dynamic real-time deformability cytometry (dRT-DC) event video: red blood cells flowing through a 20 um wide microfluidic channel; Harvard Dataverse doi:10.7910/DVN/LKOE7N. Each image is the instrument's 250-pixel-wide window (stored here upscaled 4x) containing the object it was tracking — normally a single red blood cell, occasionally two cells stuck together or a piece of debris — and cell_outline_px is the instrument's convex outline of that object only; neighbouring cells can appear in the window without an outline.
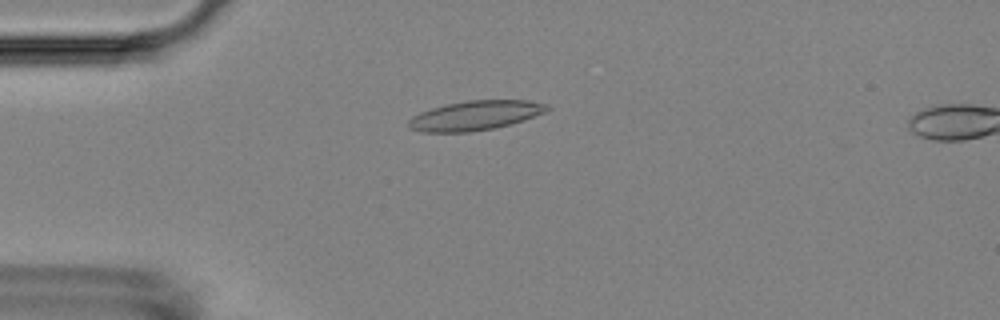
{"species": "Egyptian fruit bat (a non-hibernating species)", "species_latin": "Rousettus aegyptiacus", "temperature_condition": "room temperature", "stored_images_in_passage": 6, "camera_frame_rate_fps": 3000, "um_per_image_px": 0.085, "animal": {"sex": "female"}, "frame": {"image": 1, "passage_image": 3, "time_ms": 2.333, "image_size_px": [1000, 320], "cell_outline_px": [[552, 108], [544, 112], [524, 120], [496, 128], [468, 132], [424, 132], [408, 128], [408, 120], [412, 116], [420, 112], [432, 108], [448, 104], [468, 100], [528, 100], [548, 104]], "centroid_in_image_um": [40.4, 9.81], "position_along_channel_um": 44.6, "area_um2": 23.81}}